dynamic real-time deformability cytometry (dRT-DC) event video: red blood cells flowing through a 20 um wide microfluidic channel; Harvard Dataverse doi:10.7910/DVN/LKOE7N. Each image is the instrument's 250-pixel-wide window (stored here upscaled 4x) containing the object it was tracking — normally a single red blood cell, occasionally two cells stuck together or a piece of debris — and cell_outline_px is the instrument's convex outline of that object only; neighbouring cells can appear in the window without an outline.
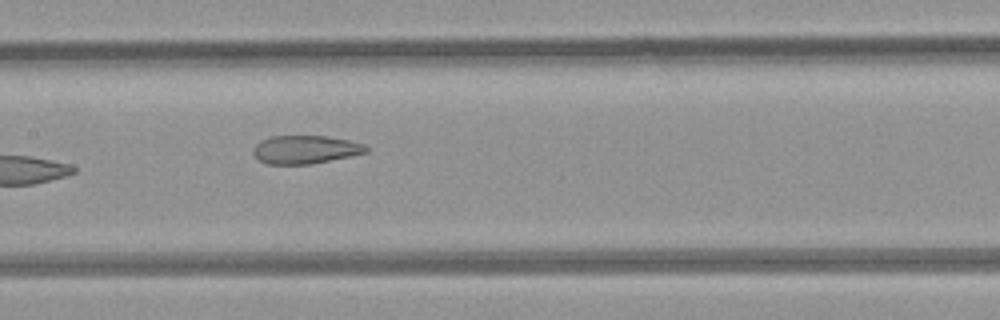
{"species": "common noctule bat (a hibernating species)", "species_latin": "Nyctalus noctula", "temperature_condition": "room temperature", "stored_images_in_passage": 7, "camera_frame_rate_fps": 3000, "um_per_image_px": 0.085, "animal": {"sex": "female", "body_mass_g": 21.9}, "frame": {"image": 1, "passage_image": 7, "time_ms": 7.0, "image_size_px": [1000, 320], "cell_outline_px": [[368, 152], [352, 156], [312, 164], [268, 164], [260, 160], [252, 152], [252, 148], [260, 140], [272, 136], [328, 136], [348, 140], [364, 144], [368, 148]], "centroid_in_image_um": [25.96, 12.71], "position_along_channel_um": 181.4, "area_um2": 18.67}}